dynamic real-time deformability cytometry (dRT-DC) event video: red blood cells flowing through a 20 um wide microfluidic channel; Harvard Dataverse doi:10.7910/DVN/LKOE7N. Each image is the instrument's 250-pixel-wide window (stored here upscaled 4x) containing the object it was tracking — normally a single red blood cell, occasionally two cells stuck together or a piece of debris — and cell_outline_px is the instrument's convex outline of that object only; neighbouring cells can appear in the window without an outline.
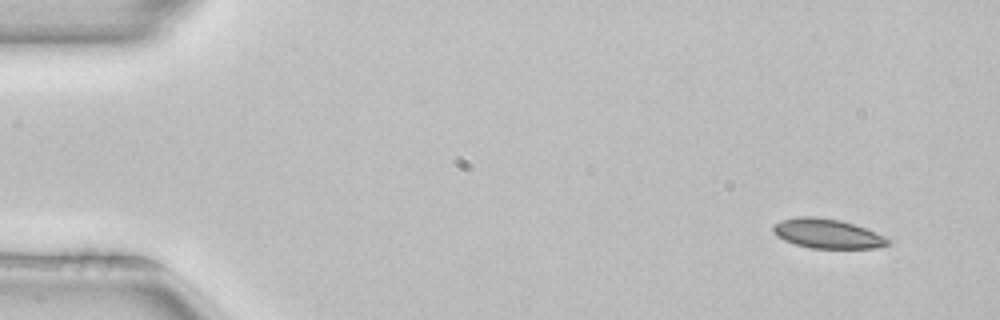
{"species": "common noctule bat (a hibernating species)", "species_latin": "Nyctalus noctula", "temperature_condition": "room temperature", "stored_images_in_passage": 50, "camera_frame_rate_fps": 3000, "um_per_image_px": 0.085, "animal": {"sex": "female", "body_mass_g": 22.7, "forearm_length_mm": 54.2}, "frame": {"image": 1, "passage_image": 2, "time_ms": 0.333, "image_size_px": [1000, 320], "cell_outline_px": [[892, 240], [888, 244], [876, 248], [812, 248], [796, 244], [784, 240], [776, 236], [772, 232], [772, 224], [780, 220], [800, 216], [816, 216], [840, 220], [876, 232]], "centroid_in_image_um": [70.28, 19.85], "position_along_channel_um": 14.7, "area_um2": 19.77}}
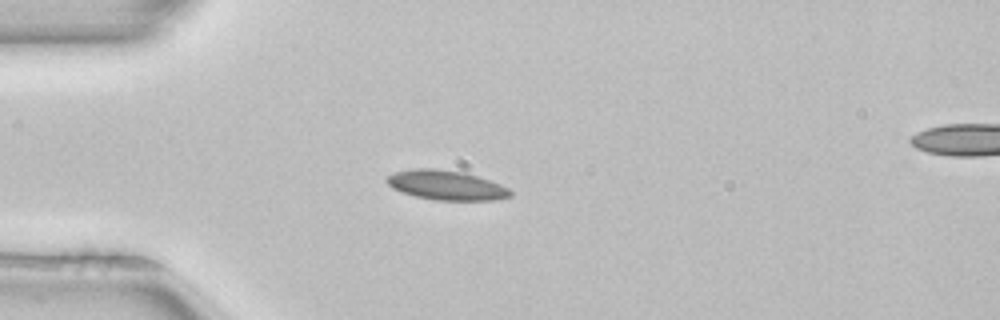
{"frame": {"image": 2, "passage_image": 12, "time_ms": 3.667, "image_size_px": [1000, 320], "cell_outline_px": [[512, 196], [492, 200], [436, 200], [416, 196], [392, 188], [384, 180], [388, 176], [396, 172], [412, 168], [432, 168], [464, 172], [500, 184], [508, 188], [512, 192]], "centroid_in_image_um": [37.92, 15.73], "position_along_channel_um": 47.1, "area_um2": 21.1}}
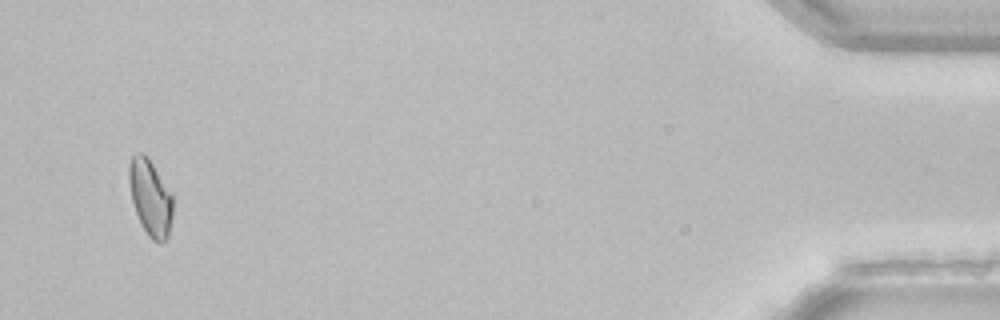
{"frame": {"image": 3, "passage_image": 48, "time_ms": 15.667, "image_size_px": [1000, 320], "cell_outline_px": [[172, 216], [168, 236], [164, 240], [152, 240], [148, 236], [140, 224], [132, 200], [128, 180], [128, 168], [132, 156], [136, 152], [140, 152], [148, 156], [172, 192]], "centroid_in_image_um": [12.77, 16.74], "position_along_channel_um": 422.4, "area_um2": 19.54}, "authors_computed_cell_mechanics": {"area_um2": 19.7676, "velocity_mm_per_s": 3.9724, "shape_relaxation_time_tau1_ms": null, "shape_relaxation_time_tau2_ms": 9.5617, "deformation_change_tau1": null, "deformation_change_tau2": 0.1199}}